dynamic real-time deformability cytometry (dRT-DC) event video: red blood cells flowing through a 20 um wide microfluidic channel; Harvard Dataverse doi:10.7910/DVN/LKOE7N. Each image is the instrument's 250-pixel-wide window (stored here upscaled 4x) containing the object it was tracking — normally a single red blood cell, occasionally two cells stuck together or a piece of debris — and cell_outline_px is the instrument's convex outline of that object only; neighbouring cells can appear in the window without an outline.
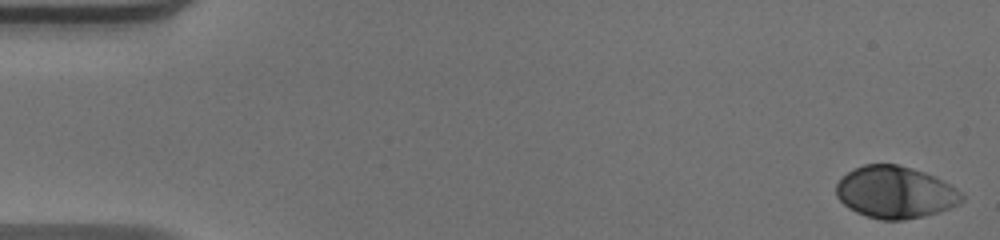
{"species": "human", "species_latin": "Homo sapiens", "temperature_condition": "warm", "stored_images_in_passage": 7, "camera_frame_rate_fps": 3000, "um_per_image_px": 0.085, "donor": {"sex": "male"}, "frame": {"image": 1, "passage_image": 1, "time_ms": 0.0, "image_size_px": [1000, 240], "cell_outline_px": [[964, 200], [960, 204], [924, 216], [904, 220], [880, 220], [856, 212], [848, 208], [836, 196], [836, 184], [848, 172], [864, 164], [896, 164], [912, 168], [924, 172], [952, 184], [964, 196]], "centroid_in_image_um": [76.11, 16.35], "position_along_channel_um": 8.9, "area_um2": 38.03}}